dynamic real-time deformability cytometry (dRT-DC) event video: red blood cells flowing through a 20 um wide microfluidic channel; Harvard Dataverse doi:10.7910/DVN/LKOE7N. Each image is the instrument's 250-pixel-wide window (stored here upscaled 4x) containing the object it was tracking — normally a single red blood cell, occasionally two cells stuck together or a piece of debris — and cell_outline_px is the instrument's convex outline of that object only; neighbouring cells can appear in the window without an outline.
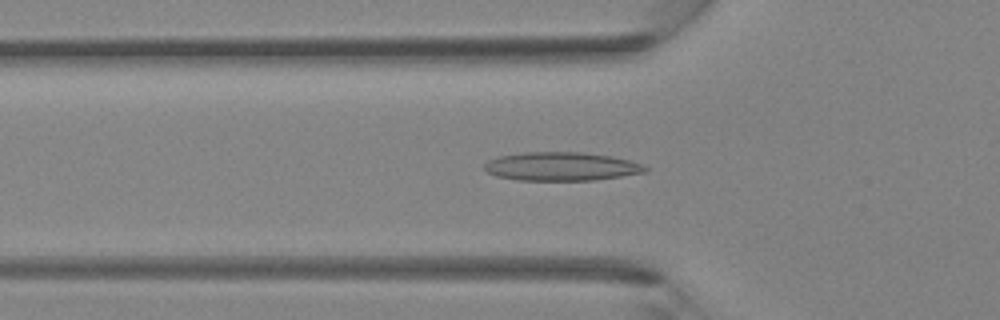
{"species": "Egyptian fruit bat (a non-hibernating species)", "species_latin": "Rousettus aegyptiacus", "temperature_condition": "room temperature", "stored_images_in_passage": 39, "camera_frame_rate_fps": 3000, "um_per_image_px": 0.085, "animal": {"sex": "female"}, "frame": {"image": 1, "passage_image": 12, "time_ms": 3.667, "image_size_px": [1000, 320], "cell_outline_px": [[648, 172], [592, 180], [520, 180], [496, 176], [488, 172], [484, 168], [484, 164], [488, 160], [500, 156], [524, 152], [584, 152], [612, 156], [644, 164], [648, 168]], "centroid_in_image_um": [47.74, 14.14], "position_along_channel_um": 78.1, "area_um2": 26.76}}
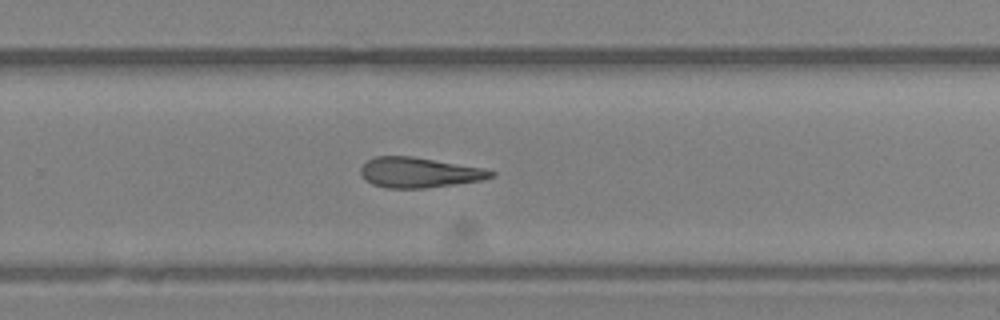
{"frame": {"image": 2, "passage_image": 25, "time_ms": 8.0, "image_size_px": [1000, 320], "cell_outline_px": [[496, 176], [480, 180], [424, 188], [384, 188], [372, 184], [364, 180], [360, 172], [360, 168], [372, 156], [412, 156], [480, 168], [496, 172]], "centroid_in_image_um": [35.55, 14.66], "position_along_channel_um": 294.3, "area_um2": 22.72}}
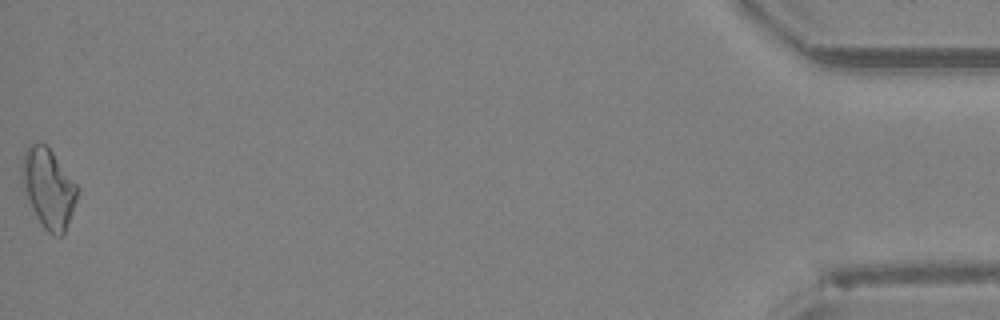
{"frame": {"image": 3, "passage_image": 39, "time_ms": 12.667, "image_size_px": [1000, 320], "cell_outline_px": [[80, 188], [76, 200], [64, 232], [60, 236], [56, 236], [48, 232], [44, 228], [36, 216], [28, 200], [24, 188], [20, 168], [24, 152], [28, 144], [36, 140], [48, 144]], "centroid_in_image_um": [4.11, 15.9], "position_along_channel_um": 431.1, "area_um2": 25.89}}